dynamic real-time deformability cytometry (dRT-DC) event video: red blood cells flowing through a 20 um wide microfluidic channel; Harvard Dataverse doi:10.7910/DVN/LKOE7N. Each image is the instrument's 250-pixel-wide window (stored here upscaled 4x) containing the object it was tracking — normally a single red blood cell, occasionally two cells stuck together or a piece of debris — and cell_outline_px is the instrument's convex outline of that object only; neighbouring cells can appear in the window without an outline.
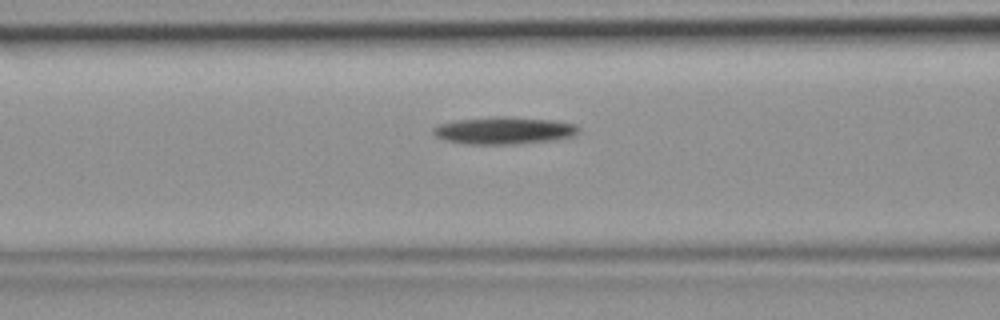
{"species": "common noctule bat (a hibernating species)", "species_latin": "Nyctalus noctula", "temperature_condition": "room temperature", "stored_images_in_passage": 43, "camera_frame_rate_fps": 3000, "um_per_image_px": 0.085, "animal": {"sex": "female", "body_mass_g": 19.9}, "frame": {"image": 1, "passage_image": 15, "time_ms": 4.667, "image_size_px": [1000, 320], "cell_outline_px": [[580, 132], [572, 136], [552, 140], [516, 144], [464, 144], [444, 140], [436, 136], [432, 132], [432, 128], [440, 124], [456, 120], [492, 116], [504, 116], [552, 120], [576, 124], [580, 128]], "centroid_in_image_um": [42.83, 11.09], "position_along_channel_um": 123.8, "area_um2": 23.24}}
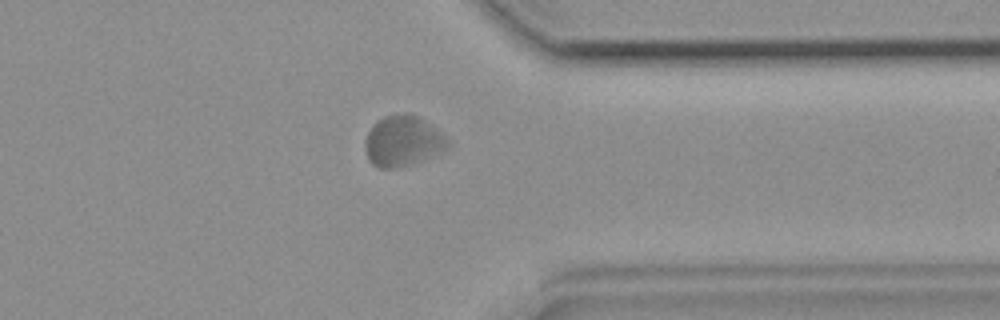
{"frame": {"image": 2, "passage_image": 33, "time_ms": 10.667, "image_size_px": [1000, 320], "cell_outline_px": [[452, 148], [424, 160], [412, 164], [392, 168], [380, 168], [372, 164], [364, 148], [364, 140], [368, 132], [376, 120], [384, 116], [416, 116], [424, 120], [436, 128], [452, 144]], "centroid_in_image_um": [34.27, 12.03], "position_along_channel_um": 377.1, "area_um2": 24.22}}
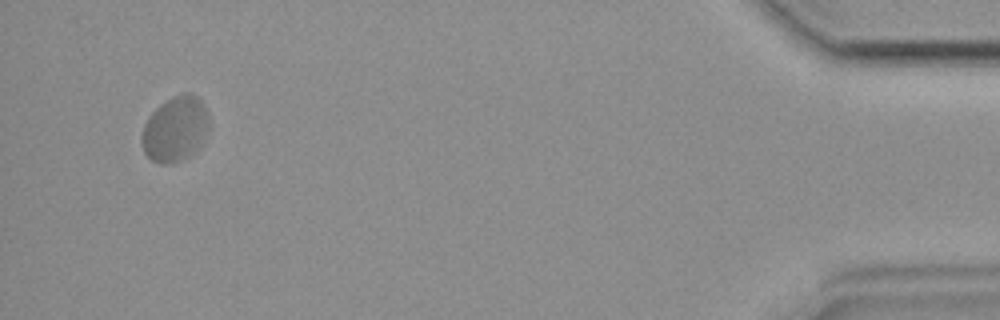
{"frame": {"image": 3, "passage_image": 41, "time_ms": 13.333, "image_size_px": [1000, 320], "cell_outline_px": [[208, 128], [192, 152], [188, 156], [180, 160], [168, 164], [160, 164], [152, 160], [144, 152], [140, 140], [140, 136], [144, 124], [148, 116], [160, 104], [184, 92], [188, 92], [196, 96], [204, 104], [208, 112]], "centroid_in_image_um": [14.84, 10.95], "position_along_channel_um": 420.4, "area_um2": 25.14}}